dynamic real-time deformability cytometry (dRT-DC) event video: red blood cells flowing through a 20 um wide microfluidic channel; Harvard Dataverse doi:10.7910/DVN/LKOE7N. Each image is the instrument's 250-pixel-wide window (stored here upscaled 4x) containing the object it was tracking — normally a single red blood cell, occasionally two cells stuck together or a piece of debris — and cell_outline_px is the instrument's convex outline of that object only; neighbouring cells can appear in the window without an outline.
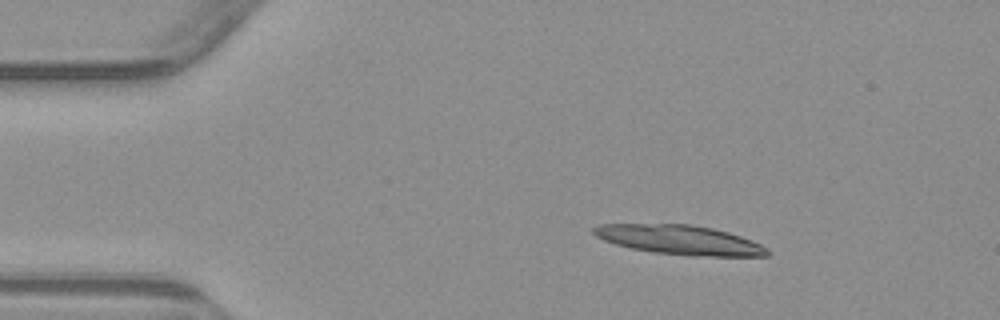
{"species": "common noctule bat (a hibernating species)", "species_latin": "Nyctalus noctula", "temperature_condition": "warm", "stored_images_in_passage": 3, "camera_frame_rate_fps": 3000, "um_per_image_px": 0.085, "animal": {"sex": "male", "body_mass_g": 23.1, "forearm_length_mm": 52.7}, "frame": {"image": 1, "passage_image": 1, "time_ms": 0.0, "image_size_px": [1000, 320], "cell_outline_px": [[772, 252], [768, 256], [688, 256], [656, 252], [632, 248], [616, 244], [604, 240], [596, 236], [592, 232], [592, 228], [596, 224], [692, 224], [712, 228], [728, 232], [752, 240], [768, 248]], "centroid_in_image_um": [57.8, 20.39], "position_along_channel_um": 27.2, "area_um2": 29.82}}